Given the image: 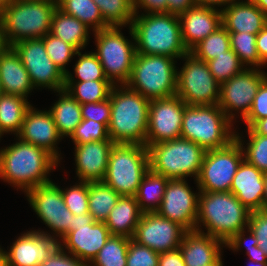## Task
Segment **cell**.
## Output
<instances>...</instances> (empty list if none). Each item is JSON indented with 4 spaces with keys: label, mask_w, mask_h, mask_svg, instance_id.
<instances>
[{
    "label": "cell",
    "mask_w": 267,
    "mask_h": 266,
    "mask_svg": "<svg viewBox=\"0 0 267 266\" xmlns=\"http://www.w3.org/2000/svg\"><path fill=\"white\" fill-rule=\"evenodd\" d=\"M198 193L196 230L202 222L207 228L205 234L220 239L228 248L239 250L247 242L244 229L248 227L251 211L230 191Z\"/></svg>",
    "instance_id": "1"
},
{
    "label": "cell",
    "mask_w": 267,
    "mask_h": 266,
    "mask_svg": "<svg viewBox=\"0 0 267 266\" xmlns=\"http://www.w3.org/2000/svg\"><path fill=\"white\" fill-rule=\"evenodd\" d=\"M186 62L177 71L176 95L186 105H216L220 99V84L209 71L207 63L192 53L184 55Z\"/></svg>",
    "instance_id": "12"
},
{
    "label": "cell",
    "mask_w": 267,
    "mask_h": 266,
    "mask_svg": "<svg viewBox=\"0 0 267 266\" xmlns=\"http://www.w3.org/2000/svg\"><path fill=\"white\" fill-rule=\"evenodd\" d=\"M198 199L199 195L191 191L185 179H169L156 212L180 224L187 231H193L196 230Z\"/></svg>",
    "instance_id": "19"
},
{
    "label": "cell",
    "mask_w": 267,
    "mask_h": 266,
    "mask_svg": "<svg viewBox=\"0 0 267 266\" xmlns=\"http://www.w3.org/2000/svg\"><path fill=\"white\" fill-rule=\"evenodd\" d=\"M158 266H186L179 248L159 253Z\"/></svg>",
    "instance_id": "52"
},
{
    "label": "cell",
    "mask_w": 267,
    "mask_h": 266,
    "mask_svg": "<svg viewBox=\"0 0 267 266\" xmlns=\"http://www.w3.org/2000/svg\"><path fill=\"white\" fill-rule=\"evenodd\" d=\"M0 266H7L6 252L0 248Z\"/></svg>",
    "instance_id": "61"
},
{
    "label": "cell",
    "mask_w": 267,
    "mask_h": 266,
    "mask_svg": "<svg viewBox=\"0 0 267 266\" xmlns=\"http://www.w3.org/2000/svg\"><path fill=\"white\" fill-rule=\"evenodd\" d=\"M42 40L49 58L66 74L65 65L77 55V50L51 33L42 37Z\"/></svg>",
    "instance_id": "41"
},
{
    "label": "cell",
    "mask_w": 267,
    "mask_h": 266,
    "mask_svg": "<svg viewBox=\"0 0 267 266\" xmlns=\"http://www.w3.org/2000/svg\"><path fill=\"white\" fill-rule=\"evenodd\" d=\"M4 133L1 131V129H0V137H1V135H3Z\"/></svg>",
    "instance_id": "67"
},
{
    "label": "cell",
    "mask_w": 267,
    "mask_h": 266,
    "mask_svg": "<svg viewBox=\"0 0 267 266\" xmlns=\"http://www.w3.org/2000/svg\"><path fill=\"white\" fill-rule=\"evenodd\" d=\"M75 83V84H74ZM113 84L109 80L74 82L69 71L65 74V88L80 104L95 103L109 98Z\"/></svg>",
    "instance_id": "32"
},
{
    "label": "cell",
    "mask_w": 267,
    "mask_h": 266,
    "mask_svg": "<svg viewBox=\"0 0 267 266\" xmlns=\"http://www.w3.org/2000/svg\"><path fill=\"white\" fill-rule=\"evenodd\" d=\"M267 117V77L260 84L250 112L244 121L249 128L256 120Z\"/></svg>",
    "instance_id": "49"
},
{
    "label": "cell",
    "mask_w": 267,
    "mask_h": 266,
    "mask_svg": "<svg viewBox=\"0 0 267 266\" xmlns=\"http://www.w3.org/2000/svg\"><path fill=\"white\" fill-rule=\"evenodd\" d=\"M56 8L57 1L29 0H16L4 7L0 11V21L7 46L50 33Z\"/></svg>",
    "instance_id": "5"
},
{
    "label": "cell",
    "mask_w": 267,
    "mask_h": 266,
    "mask_svg": "<svg viewBox=\"0 0 267 266\" xmlns=\"http://www.w3.org/2000/svg\"><path fill=\"white\" fill-rule=\"evenodd\" d=\"M16 0H0V11L4 8L7 7L9 5H11L13 2H15Z\"/></svg>",
    "instance_id": "62"
},
{
    "label": "cell",
    "mask_w": 267,
    "mask_h": 266,
    "mask_svg": "<svg viewBox=\"0 0 267 266\" xmlns=\"http://www.w3.org/2000/svg\"><path fill=\"white\" fill-rule=\"evenodd\" d=\"M18 139L33 144L51 154L58 162L57 141L62 139L49 111H37L32 106L26 111ZM61 138V139H60Z\"/></svg>",
    "instance_id": "21"
},
{
    "label": "cell",
    "mask_w": 267,
    "mask_h": 266,
    "mask_svg": "<svg viewBox=\"0 0 267 266\" xmlns=\"http://www.w3.org/2000/svg\"><path fill=\"white\" fill-rule=\"evenodd\" d=\"M70 138L74 144L111 140L108 127L104 123H99L91 119H82V122L75 128Z\"/></svg>",
    "instance_id": "44"
},
{
    "label": "cell",
    "mask_w": 267,
    "mask_h": 266,
    "mask_svg": "<svg viewBox=\"0 0 267 266\" xmlns=\"http://www.w3.org/2000/svg\"><path fill=\"white\" fill-rule=\"evenodd\" d=\"M183 44L190 51L213 33L221 23V9L194 6L178 16Z\"/></svg>",
    "instance_id": "23"
},
{
    "label": "cell",
    "mask_w": 267,
    "mask_h": 266,
    "mask_svg": "<svg viewBox=\"0 0 267 266\" xmlns=\"http://www.w3.org/2000/svg\"><path fill=\"white\" fill-rule=\"evenodd\" d=\"M121 87L119 90L113 85L109 94L111 105L109 137L115 144L145 146L151 100L127 85H121Z\"/></svg>",
    "instance_id": "3"
},
{
    "label": "cell",
    "mask_w": 267,
    "mask_h": 266,
    "mask_svg": "<svg viewBox=\"0 0 267 266\" xmlns=\"http://www.w3.org/2000/svg\"><path fill=\"white\" fill-rule=\"evenodd\" d=\"M7 44L5 43L3 31H2V24L0 21V54L7 48Z\"/></svg>",
    "instance_id": "60"
},
{
    "label": "cell",
    "mask_w": 267,
    "mask_h": 266,
    "mask_svg": "<svg viewBox=\"0 0 267 266\" xmlns=\"http://www.w3.org/2000/svg\"><path fill=\"white\" fill-rule=\"evenodd\" d=\"M119 197L120 195L103 181L88 183V207L93 219L104 222Z\"/></svg>",
    "instance_id": "35"
},
{
    "label": "cell",
    "mask_w": 267,
    "mask_h": 266,
    "mask_svg": "<svg viewBox=\"0 0 267 266\" xmlns=\"http://www.w3.org/2000/svg\"><path fill=\"white\" fill-rule=\"evenodd\" d=\"M266 77L267 74L260 69L244 68L242 72L220 85L218 106L231 122L235 115L232 114L233 110H241L243 120L247 117L257 90Z\"/></svg>",
    "instance_id": "17"
},
{
    "label": "cell",
    "mask_w": 267,
    "mask_h": 266,
    "mask_svg": "<svg viewBox=\"0 0 267 266\" xmlns=\"http://www.w3.org/2000/svg\"><path fill=\"white\" fill-rule=\"evenodd\" d=\"M185 106L177 95L150 101L146 147L181 137Z\"/></svg>",
    "instance_id": "15"
},
{
    "label": "cell",
    "mask_w": 267,
    "mask_h": 266,
    "mask_svg": "<svg viewBox=\"0 0 267 266\" xmlns=\"http://www.w3.org/2000/svg\"><path fill=\"white\" fill-rule=\"evenodd\" d=\"M88 30H90L89 27L80 20L56 8L51 23L50 33L52 35L62 39L79 51L88 42Z\"/></svg>",
    "instance_id": "29"
},
{
    "label": "cell",
    "mask_w": 267,
    "mask_h": 266,
    "mask_svg": "<svg viewBox=\"0 0 267 266\" xmlns=\"http://www.w3.org/2000/svg\"><path fill=\"white\" fill-rule=\"evenodd\" d=\"M206 63L209 71L220 85L244 70L242 68L244 65L231 48L225 54L216 56Z\"/></svg>",
    "instance_id": "40"
},
{
    "label": "cell",
    "mask_w": 267,
    "mask_h": 266,
    "mask_svg": "<svg viewBox=\"0 0 267 266\" xmlns=\"http://www.w3.org/2000/svg\"><path fill=\"white\" fill-rule=\"evenodd\" d=\"M256 48L260 60L267 64V24L257 34Z\"/></svg>",
    "instance_id": "54"
},
{
    "label": "cell",
    "mask_w": 267,
    "mask_h": 266,
    "mask_svg": "<svg viewBox=\"0 0 267 266\" xmlns=\"http://www.w3.org/2000/svg\"><path fill=\"white\" fill-rule=\"evenodd\" d=\"M114 144L112 140L75 144L76 174L80 182L90 183L104 180L109 155Z\"/></svg>",
    "instance_id": "22"
},
{
    "label": "cell",
    "mask_w": 267,
    "mask_h": 266,
    "mask_svg": "<svg viewBox=\"0 0 267 266\" xmlns=\"http://www.w3.org/2000/svg\"><path fill=\"white\" fill-rule=\"evenodd\" d=\"M236 0H194L196 6H203L208 8H214L215 5H226L235 2Z\"/></svg>",
    "instance_id": "56"
},
{
    "label": "cell",
    "mask_w": 267,
    "mask_h": 266,
    "mask_svg": "<svg viewBox=\"0 0 267 266\" xmlns=\"http://www.w3.org/2000/svg\"><path fill=\"white\" fill-rule=\"evenodd\" d=\"M174 58L162 55L135 54L130 89L153 100L176 95L177 69Z\"/></svg>",
    "instance_id": "8"
},
{
    "label": "cell",
    "mask_w": 267,
    "mask_h": 266,
    "mask_svg": "<svg viewBox=\"0 0 267 266\" xmlns=\"http://www.w3.org/2000/svg\"><path fill=\"white\" fill-rule=\"evenodd\" d=\"M58 161L44 149L19 139L0 150V177L24 192L51 182L47 174Z\"/></svg>",
    "instance_id": "4"
},
{
    "label": "cell",
    "mask_w": 267,
    "mask_h": 266,
    "mask_svg": "<svg viewBox=\"0 0 267 266\" xmlns=\"http://www.w3.org/2000/svg\"><path fill=\"white\" fill-rule=\"evenodd\" d=\"M142 214L135 196H120L104 222L111 235L133 238Z\"/></svg>",
    "instance_id": "28"
},
{
    "label": "cell",
    "mask_w": 267,
    "mask_h": 266,
    "mask_svg": "<svg viewBox=\"0 0 267 266\" xmlns=\"http://www.w3.org/2000/svg\"><path fill=\"white\" fill-rule=\"evenodd\" d=\"M231 125L233 126L218 104L186 105L181 138L196 143L205 151L223 148L235 139Z\"/></svg>",
    "instance_id": "6"
},
{
    "label": "cell",
    "mask_w": 267,
    "mask_h": 266,
    "mask_svg": "<svg viewBox=\"0 0 267 266\" xmlns=\"http://www.w3.org/2000/svg\"><path fill=\"white\" fill-rule=\"evenodd\" d=\"M134 13L137 14L138 7L145 9L148 13L167 12V0H132Z\"/></svg>",
    "instance_id": "51"
},
{
    "label": "cell",
    "mask_w": 267,
    "mask_h": 266,
    "mask_svg": "<svg viewBox=\"0 0 267 266\" xmlns=\"http://www.w3.org/2000/svg\"><path fill=\"white\" fill-rule=\"evenodd\" d=\"M230 47L241 63L256 67L265 65L259 58L256 48V34L247 32H229Z\"/></svg>",
    "instance_id": "39"
},
{
    "label": "cell",
    "mask_w": 267,
    "mask_h": 266,
    "mask_svg": "<svg viewBox=\"0 0 267 266\" xmlns=\"http://www.w3.org/2000/svg\"><path fill=\"white\" fill-rule=\"evenodd\" d=\"M159 253L129 239L126 266H158Z\"/></svg>",
    "instance_id": "46"
},
{
    "label": "cell",
    "mask_w": 267,
    "mask_h": 266,
    "mask_svg": "<svg viewBox=\"0 0 267 266\" xmlns=\"http://www.w3.org/2000/svg\"><path fill=\"white\" fill-rule=\"evenodd\" d=\"M29 73L33 87H48L55 91L65 88V73L49 58L42 38L20 41L12 46Z\"/></svg>",
    "instance_id": "13"
},
{
    "label": "cell",
    "mask_w": 267,
    "mask_h": 266,
    "mask_svg": "<svg viewBox=\"0 0 267 266\" xmlns=\"http://www.w3.org/2000/svg\"><path fill=\"white\" fill-rule=\"evenodd\" d=\"M243 160V144L237 134L227 146L207 150L196 179L199 191L229 192L233 178Z\"/></svg>",
    "instance_id": "10"
},
{
    "label": "cell",
    "mask_w": 267,
    "mask_h": 266,
    "mask_svg": "<svg viewBox=\"0 0 267 266\" xmlns=\"http://www.w3.org/2000/svg\"><path fill=\"white\" fill-rule=\"evenodd\" d=\"M235 1L221 10V23L228 32L258 34L267 24V15L251 0Z\"/></svg>",
    "instance_id": "26"
},
{
    "label": "cell",
    "mask_w": 267,
    "mask_h": 266,
    "mask_svg": "<svg viewBox=\"0 0 267 266\" xmlns=\"http://www.w3.org/2000/svg\"><path fill=\"white\" fill-rule=\"evenodd\" d=\"M247 229L250 232L249 239L267 256V210L251 212Z\"/></svg>",
    "instance_id": "47"
},
{
    "label": "cell",
    "mask_w": 267,
    "mask_h": 266,
    "mask_svg": "<svg viewBox=\"0 0 267 266\" xmlns=\"http://www.w3.org/2000/svg\"><path fill=\"white\" fill-rule=\"evenodd\" d=\"M130 35L137 43L138 54H157L176 59L189 52L183 44L178 16L168 12L135 14Z\"/></svg>",
    "instance_id": "2"
},
{
    "label": "cell",
    "mask_w": 267,
    "mask_h": 266,
    "mask_svg": "<svg viewBox=\"0 0 267 266\" xmlns=\"http://www.w3.org/2000/svg\"><path fill=\"white\" fill-rule=\"evenodd\" d=\"M0 79L5 94L27 98L26 95L34 88L29 73L13 47L8 46L0 54Z\"/></svg>",
    "instance_id": "27"
},
{
    "label": "cell",
    "mask_w": 267,
    "mask_h": 266,
    "mask_svg": "<svg viewBox=\"0 0 267 266\" xmlns=\"http://www.w3.org/2000/svg\"><path fill=\"white\" fill-rule=\"evenodd\" d=\"M53 237L40 230L22 234L6 252L7 266H40L60 247Z\"/></svg>",
    "instance_id": "20"
},
{
    "label": "cell",
    "mask_w": 267,
    "mask_h": 266,
    "mask_svg": "<svg viewBox=\"0 0 267 266\" xmlns=\"http://www.w3.org/2000/svg\"><path fill=\"white\" fill-rule=\"evenodd\" d=\"M58 93L62 95L48 111L52 115L59 134L62 137L71 136L75 128L82 122L81 104L64 89Z\"/></svg>",
    "instance_id": "30"
},
{
    "label": "cell",
    "mask_w": 267,
    "mask_h": 266,
    "mask_svg": "<svg viewBox=\"0 0 267 266\" xmlns=\"http://www.w3.org/2000/svg\"><path fill=\"white\" fill-rule=\"evenodd\" d=\"M57 8L73 16L95 31L110 27L93 0H57Z\"/></svg>",
    "instance_id": "34"
},
{
    "label": "cell",
    "mask_w": 267,
    "mask_h": 266,
    "mask_svg": "<svg viewBox=\"0 0 267 266\" xmlns=\"http://www.w3.org/2000/svg\"><path fill=\"white\" fill-rule=\"evenodd\" d=\"M129 239L126 236L111 235L91 264H94L93 266H126Z\"/></svg>",
    "instance_id": "36"
},
{
    "label": "cell",
    "mask_w": 267,
    "mask_h": 266,
    "mask_svg": "<svg viewBox=\"0 0 267 266\" xmlns=\"http://www.w3.org/2000/svg\"><path fill=\"white\" fill-rule=\"evenodd\" d=\"M202 229L187 231L179 249L186 266H207L221 257L222 244L218 238L205 234ZM221 246V247H220Z\"/></svg>",
    "instance_id": "25"
},
{
    "label": "cell",
    "mask_w": 267,
    "mask_h": 266,
    "mask_svg": "<svg viewBox=\"0 0 267 266\" xmlns=\"http://www.w3.org/2000/svg\"><path fill=\"white\" fill-rule=\"evenodd\" d=\"M29 1H57V0H29Z\"/></svg>",
    "instance_id": "66"
},
{
    "label": "cell",
    "mask_w": 267,
    "mask_h": 266,
    "mask_svg": "<svg viewBox=\"0 0 267 266\" xmlns=\"http://www.w3.org/2000/svg\"><path fill=\"white\" fill-rule=\"evenodd\" d=\"M261 11L267 15V0H251Z\"/></svg>",
    "instance_id": "58"
},
{
    "label": "cell",
    "mask_w": 267,
    "mask_h": 266,
    "mask_svg": "<svg viewBox=\"0 0 267 266\" xmlns=\"http://www.w3.org/2000/svg\"><path fill=\"white\" fill-rule=\"evenodd\" d=\"M250 243L247 244L245 247L247 249V255H249V259L259 263H267V256L265 255L264 251L257 246L252 240Z\"/></svg>",
    "instance_id": "55"
},
{
    "label": "cell",
    "mask_w": 267,
    "mask_h": 266,
    "mask_svg": "<svg viewBox=\"0 0 267 266\" xmlns=\"http://www.w3.org/2000/svg\"><path fill=\"white\" fill-rule=\"evenodd\" d=\"M264 175L244 159L233 178L230 192L251 212L262 210Z\"/></svg>",
    "instance_id": "24"
},
{
    "label": "cell",
    "mask_w": 267,
    "mask_h": 266,
    "mask_svg": "<svg viewBox=\"0 0 267 266\" xmlns=\"http://www.w3.org/2000/svg\"><path fill=\"white\" fill-rule=\"evenodd\" d=\"M251 263H253V264H251ZM250 264H251V266H267V263H259V262H255L252 260H250Z\"/></svg>",
    "instance_id": "63"
},
{
    "label": "cell",
    "mask_w": 267,
    "mask_h": 266,
    "mask_svg": "<svg viewBox=\"0 0 267 266\" xmlns=\"http://www.w3.org/2000/svg\"><path fill=\"white\" fill-rule=\"evenodd\" d=\"M118 26L95 31L97 52L106 77L114 85L115 80L126 85L130 79L136 46L125 39ZM115 79V80H114Z\"/></svg>",
    "instance_id": "11"
},
{
    "label": "cell",
    "mask_w": 267,
    "mask_h": 266,
    "mask_svg": "<svg viewBox=\"0 0 267 266\" xmlns=\"http://www.w3.org/2000/svg\"><path fill=\"white\" fill-rule=\"evenodd\" d=\"M149 169V152L146 146L114 144L103 182L120 196H135Z\"/></svg>",
    "instance_id": "9"
},
{
    "label": "cell",
    "mask_w": 267,
    "mask_h": 266,
    "mask_svg": "<svg viewBox=\"0 0 267 266\" xmlns=\"http://www.w3.org/2000/svg\"><path fill=\"white\" fill-rule=\"evenodd\" d=\"M76 54L80 56L74 67L75 74L79 79L78 82L108 80L100 61L94 52L81 55L79 50Z\"/></svg>",
    "instance_id": "43"
},
{
    "label": "cell",
    "mask_w": 267,
    "mask_h": 266,
    "mask_svg": "<svg viewBox=\"0 0 267 266\" xmlns=\"http://www.w3.org/2000/svg\"><path fill=\"white\" fill-rule=\"evenodd\" d=\"M31 107L25 97L5 94L0 96V129L3 133H20L26 111Z\"/></svg>",
    "instance_id": "33"
},
{
    "label": "cell",
    "mask_w": 267,
    "mask_h": 266,
    "mask_svg": "<svg viewBox=\"0 0 267 266\" xmlns=\"http://www.w3.org/2000/svg\"><path fill=\"white\" fill-rule=\"evenodd\" d=\"M110 236L105 222L95 221L90 213H85L73 215L69 232L62 241L68 253L91 263Z\"/></svg>",
    "instance_id": "14"
},
{
    "label": "cell",
    "mask_w": 267,
    "mask_h": 266,
    "mask_svg": "<svg viewBox=\"0 0 267 266\" xmlns=\"http://www.w3.org/2000/svg\"><path fill=\"white\" fill-rule=\"evenodd\" d=\"M194 6V0H167V12L177 16Z\"/></svg>",
    "instance_id": "53"
},
{
    "label": "cell",
    "mask_w": 267,
    "mask_h": 266,
    "mask_svg": "<svg viewBox=\"0 0 267 266\" xmlns=\"http://www.w3.org/2000/svg\"><path fill=\"white\" fill-rule=\"evenodd\" d=\"M207 266H223L221 257L214 263Z\"/></svg>",
    "instance_id": "64"
},
{
    "label": "cell",
    "mask_w": 267,
    "mask_h": 266,
    "mask_svg": "<svg viewBox=\"0 0 267 266\" xmlns=\"http://www.w3.org/2000/svg\"><path fill=\"white\" fill-rule=\"evenodd\" d=\"M249 128L256 134L267 136V117L256 120Z\"/></svg>",
    "instance_id": "57"
},
{
    "label": "cell",
    "mask_w": 267,
    "mask_h": 266,
    "mask_svg": "<svg viewBox=\"0 0 267 266\" xmlns=\"http://www.w3.org/2000/svg\"><path fill=\"white\" fill-rule=\"evenodd\" d=\"M98 6L104 21L109 26L131 25L135 13L132 0H93Z\"/></svg>",
    "instance_id": "38"
},
{
    "label": "cell",
    "mask_w": 267,
    "mask_h": 266,
    "mask_svg": "<svg viewBox=\"0 0 267 266\" xmlns=\"http://www.w3.org/2000/svg\"><path fill=\"white\" fill-rule=\"evenodd\" d=\"M169 178L149 169L143 176L135 199L143 213L156 212L161 205ZM146 202V203H145Z\"/></svg>",
    "instance_id": "31"
},
{
    "label": "cell",
    "mask_w": 267,
    "mask_h": 266,
    "mask_svg": "<svg viewBox=\"0 0 267 266\" xmlns=\"http://www.w3.org/2000/svg\"><path fill=\"white\" fill-rule=\"evenodd\" d=\"M249 142L244 148V159L260 171L267 173V136L254 133L247 128Z\"/></svg>",
    "instance_id": "42"
},
{
    "label": "cell",
    "mask_w": 267,
    "mask_h": 266,
    "mask_svg": "<svg viewBox=\"0 0 267 266\" xmlns=\"http://www.w3.org/2000/svg\"><path fill=\"white\" fill-rule=\"evenodd\" d=\"M147 148L150 169L169 179H185L192 175L196 180L206 152L196 143L181 137Z\"/></svg>",
    "instance_id": "7"
},
{
    "label": "cell",
    "mask_w": 267,
    "mask_h": 266,
    "mask_svg": "<svg viewBox=\"0 0 267 266\" xmlns=\"http://www.w3.org/2000/svg\"><path fill=\"white\" fill-rule=\"evenodd\" d=\"M187 230L157 212L143 213L133 240L157 253L179 248Z\"/></svg>",
    "instance_id": "18"
},
{
    "label": "cell",
    "mask_w": 267,
    "mask_h": 266,
    "mask_svg": "<svg viewBox=\"0 0 267 266\" xmlns=\"http://www.w3.org/2000/svg\"><path fill=\"white\" fill-rule=\"evenodd\" d=\"M28 201L38 217L63 238L69 232L73 213L66 207L59 186L52 181L38 185L27 192Z\"/></svg>",
    "instance_id": "16"
},
{
    "label": "cell",
    "mask_w": 267,
    "mask_h": 266,
    "mask_svg": "<svg viewBox=\"0 0 267 266\" xmlns=\"http://www.w3.org/2000/svg\"><path fill=\"white\" fill-rule=\"evenodd\" d=\"M3 89H2V85H1V79H0V96L3 94Z\"/></svg>",
    "instance_id": "65"
},
{
    "label": "cell",
    "mask_w": 267,
    "mask_h": 266,
    "mask_svg": "<svg viewBox=\"0 0 267 266\" xmlns=\"http://www.w3.org/2000/svg\"><path fill=\"white\" fill-rule=\"evenodd\" d=\"M62 195L66 207L73 215H83L89 213L88 207V182H80L69 189L62 190Z\"/></svg>",
    "instance_id": "45"
},
{
    "label": "cell",
    "mask_w": 267,
    "mask_h": 266,
    "mask_svg": "<svg viewBox=\"0 0 267 266\" xmlns=\"http://www.w3.org/2000/svg\"><path fill=\"white\" fill-rule=\"evenodd\" d=\"M229 32L221 25L204 40L195 45L189 52L205 62L225 54L230 49Z\"/></svg>",
    "instance_id": "37"
},
{
    "label": "cell",
    "mask_w": 267,
    "mask_h": 266,
    "mask_svg": "<svg viewBox=\"0 0 267 266\" xmlns=\"http://www.w3.org/2000/svg\"><path fill=\"white\" fill-rule=\"evenodd\" d=\"M82 119L104 123L107 127L111 119L110 97L104 101L81 104Z\"/></svg>",
    "instance_id": "48"
},
{
    "label": "cell",
    "mask_w": 267,
    "mask_h": 266,
    "mask_svg": "<svg viewBox=\"0 0 267 266\" xmlns=\"http://www.w3.org/2000/svg\"><path fill=\"white\" fill-rule=\"evenodd\" d=\"M262 210H267V173L264 175V195Z\"/></svg>",
    "instance_id": "59"
},
{
    "label": "cell",
    "mask_w": 267,
    "mask_h": 266,
    "mask_svg": "<svg viewBox=\"0 0 267 266\" xmlns=\"http://www.w3.org/2000/svg\"><path fill=\"white\" fill-rule=\"evenodd\" d=\"M58 247L40 266H88L84 261L75 256L66 255L63 247Z\"/></svg>",
    "instance_id": "50"
}]
</instances>
